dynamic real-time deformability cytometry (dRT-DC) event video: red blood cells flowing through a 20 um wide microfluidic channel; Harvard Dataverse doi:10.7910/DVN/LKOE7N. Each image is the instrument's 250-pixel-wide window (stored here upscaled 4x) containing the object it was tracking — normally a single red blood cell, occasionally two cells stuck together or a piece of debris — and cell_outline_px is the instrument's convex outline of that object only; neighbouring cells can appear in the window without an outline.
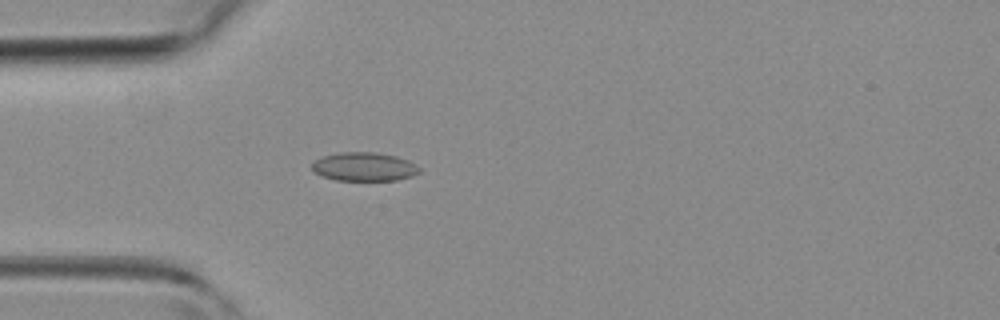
{"species": "common noctule bat (a hibernating species)", "species_latin": "Nyctalus noctula", "temperature_condition": "room temperature", "stored_images_in_passage": 40, "camera_frame_rate_fps": 3000, "um_per_image_px": 0.085, "animal": {"sex": "female", "body_mass_g": 19.3, "forearm_length_mm": 54.1}, "frame": {"image": 1, "passage_image": 8, "time_ms": 2.333, "image_size_px": [1000, 320], "cell_outline_px": [[420, 172], [412, 176], [396, 180], [336, 180], [320, 176], [312, 172], [312, 160], [324, 156], [340, 152], [376, 152], [396, 156], [408, 160], [420, 168]], "centroid_in_image_um": [30.91, 14.17], "position_along_channel_um": 54.1, "area_um2": 18.09}}
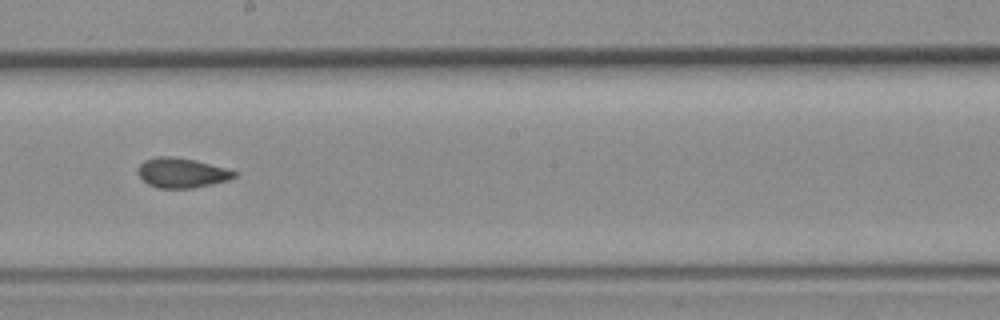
{"frame": {"image": 2, "passage_image": 20, "time_ms": 6.333, "image_size_px": [1000, 320], "cell_outline_px": [[236, 176], [228, 180], [212, 184], [192, 188], [156, 188], [148, 184], [140, 176], [140, 164], [144, 160], [156, 156], [172, 156], [192, 160], [224, 168], [236, 172]], "centroid_in_image_um": [15.43, 14.7], "position_along_channel_um": 232.8, "area_um2": 16.36}}
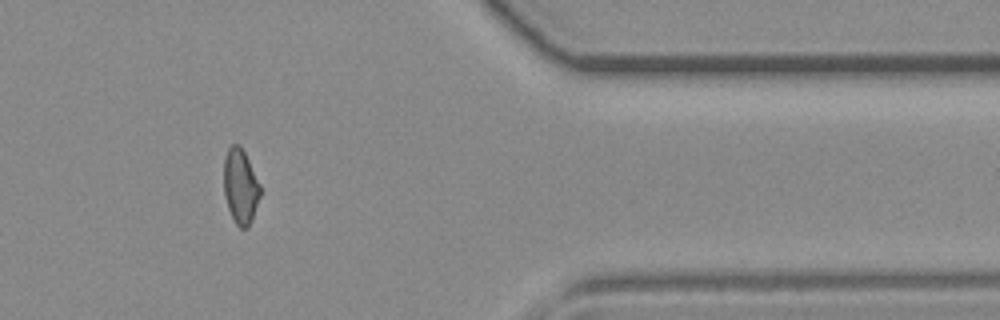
{"frame": {"image": 3, "passage_image": 32, "time_ms": 10.333, "image_size_px": [1000, 320], "cell_outline_px": [[260, 196], [252, 220], [248, 228], [240, 228], [236, 224], [228, 208], [224, 192], [224, 160], [228, 148], [232, 144], [240, 144], [260, 184]], "centroid_in_image_um": [20.44, 15.85], "position_along_channel_um": 391.0, "area_um2": 15.78}}